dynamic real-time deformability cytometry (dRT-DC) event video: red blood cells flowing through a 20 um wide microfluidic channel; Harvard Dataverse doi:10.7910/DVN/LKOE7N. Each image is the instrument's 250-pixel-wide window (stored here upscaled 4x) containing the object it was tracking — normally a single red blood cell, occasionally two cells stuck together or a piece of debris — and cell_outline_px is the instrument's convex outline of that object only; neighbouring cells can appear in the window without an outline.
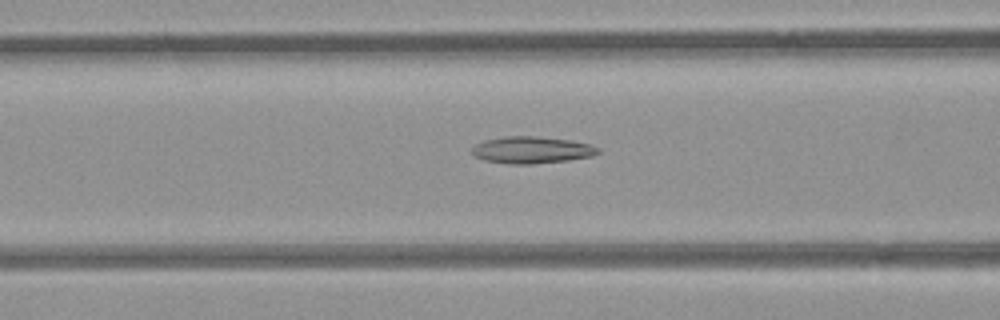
{"species": "common noctule bat (a hibernating species)", "species_latin": "Nyctalus noctula", "temperature_condition": "room temperature", "stored_images_in_passage": 53, "camera_frame_rate_fps": 3000, "um_per_image_px": 0.085, "animal": {"sex": "female", "body_mass_g": 21.9}, "frame": {"image": 1, "passage_image": 22, "time_ms": 7.0, "image_size_px": [1000, 320], "cell_outline_px": [[600, 152], [592, 156], [568, 160], [532, 164], [508, 164], [484, 160], [472, 156], [472, 148], [476, 144], [484, 140], [504, 136], [536, 136], [572, 140], [588, 144], [600, 148]], "centroid_in_image_um": [45.17, 12.74], "position_along_channel_um": 121.4, "area_um2": 19.88}}
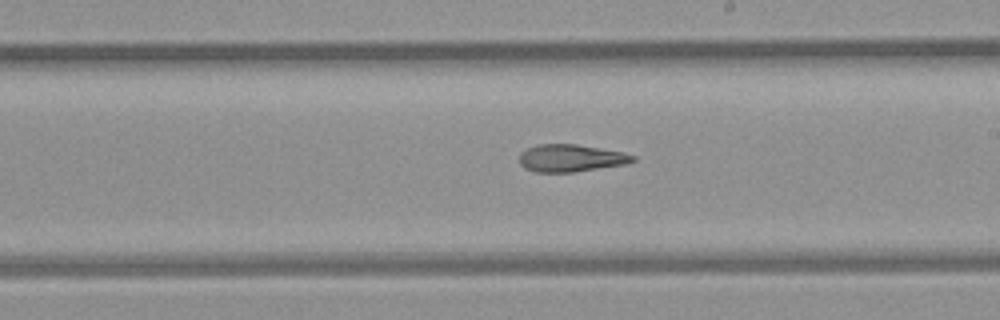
{"frame": {"image": 2, "passage_image": 31, "time_ms": 10.0, "image_size_px": [1000, 320], "cell_outline_px": [[636, 160], [624, 164], [572, 172], [536, 172], [524, 168], [520, 164], [520, 152], [536, 144], [576, 144], [624, 152], [636, 156]], "centroid_in_image_um": [48.5, 13.43], "position_along_channel_um": 240.5, "area_um2": 18.03}}
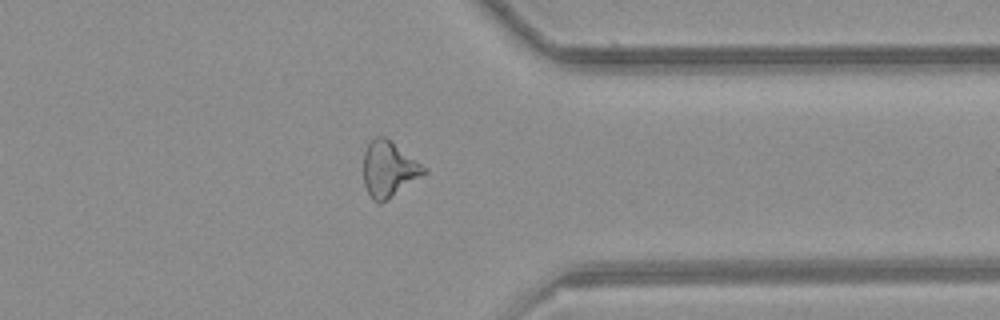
{"frame": {"image": 3, "passage_image": 42, "time_ms": 13.667, "image_size_px": [1000, 320], "cell_outline_px": [[428, 172], [380, 204], [372, 200], [364, 184], [364, 152], [368, 144], [376, 136], [384, 136], [428, 168]], "centroid_in_image_um": [33.06, 14.38], "position_along_channel_um": 378.3, "area_um2": 19.42}, "authors_computed_cell_mechanics": {"area_um2": 19.9988, "velocity_mm_per_s": 3.9661, "shape_relaxation_time_tau1_ms": null, "shape_relaxation_time_tau2_ms": 5.6497, "deformation_change_tau1": null, "deformation_change_tau2": 0.1786}}